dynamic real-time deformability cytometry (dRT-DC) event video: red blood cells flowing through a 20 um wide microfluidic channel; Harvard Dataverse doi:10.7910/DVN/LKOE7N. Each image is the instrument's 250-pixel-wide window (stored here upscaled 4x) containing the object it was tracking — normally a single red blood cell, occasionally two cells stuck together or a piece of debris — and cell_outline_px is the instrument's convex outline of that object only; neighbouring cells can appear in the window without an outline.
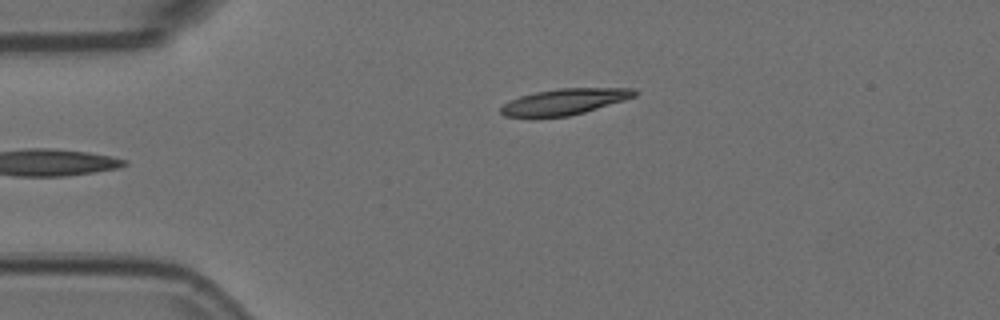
{"species": "Egyptian fruit bat (a non-hibernating species)", "species_latin": "Rousettus aegyptiacus", "temperature_condition": "room temperature", "stored_images_in_passage": 4, "camera_frame_rate_fps": 3000, "um_per_image_px": 0.085, "animal": {"sex": "female"}, "frame": {"image": 1, "passage_image": 4, "time_ms": 1.0, "image_size_px": [1000, 320], "cell_outline_px": [[640, 92], [636, 96], [624, 100], [584, 112], [568, 116], [504, 116], [500, 112], [500, 108], [504, 104], [520, 96], [536, 92], [560, 88], [636, 88]], "centroid_in_image_um": [48.05, 8.62], "position_along_channel_um": 36.9, "area_um2": 19.94}}